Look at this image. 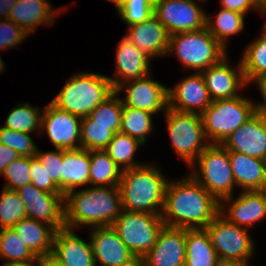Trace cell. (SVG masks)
Listing matches in <instances>:
<instances>
[{"label": "cell", "mask_w": 266, "mask_h": 266, "mask_svg": "<svg viewBox=\"0 0 266 266\" xmlns=\"http://www.w3.org/2000/svg\"><path fill=\"white\" fill-rule=\"evenodd\" d=\"M219 211L220 202L190 174L168 181L161 213L164 225L184 229L206 228Z\"/></svg>", "instance_id": "obj_1"}, {"label": "cell", "mask_w": 266, "mask_h": 266, "mask_svg": "<svg viewBox=\"0 0 266 266\" xmlns=\"http://www.w3.org/2000/svg\"><path fill=\"white\" fill-rule=\"evenodd\" d=\"M64 206L67 228L111 226L122 211L121 194L118 187L75 189L64 196Z\"/></svg>", "instance_id": "obj_2"}, {"label": "cell", "mask_w": 266, "mask_h": 266, "mask_svg": "<svg viewBox=\"0 0 266 266\" xmlns=\"http://www.w3.org/2000/svg\"><path fill=\"white\" fill-rule=\"evenodd\" d=\"M168 181L156 165L147 163L122 171L118 185L122 209L161 215Z\"/></svg>", "instance_id": "obj_3"}, {"label": "cell", "mask_w": 266, "mask_h": 266, "mask_svg": "<svg viewBox=\"0 0 266 266\" xmlns=\"http://www.w3.org/2000/svg\"><path fill=\"white\" fill-rule=\"evenodd\" d=\"M115 92L106 75L93 72L74 74L51 103L80 118L88 116Z\"/></svg>", "instance_id": "obj_4"}, {"label": "cell", "mask_w": 266, "mask_h": 266, "mask_svg": "<svg viewBox=\"0 0 266 266\" xmlns=\"http://www.w3.org/2000/svg\"><path fill=\"white\" fill-rule=\"evenodd\" d=\"M177 56L183 67L201 73L217 64L227 55V50L205 27L170 36L168 53Z\"/></svg>", "instance_id": "obj_5"}, {"label": "cell", "mask_w": 266, "mask_h": 266, "mask_svg": "<svg viewBox=\"0 0 266 266\" xmlns=\"http://www.w3.org/2000/svg\"><path fill=\"white\" fill-rule=\"evenodd\" d=\"M244 95L214 100L200 114L205 136L210 144H222L255 114L254 102Z\"/></svg>", "instance_id": "obj_6"}, {"label": "cell", "mask_w": 266, "mask_h": 266, "mask_svg": "<svg viewBox=\"0 0 266 266\" xmlns=\"http://www.w3.org/2000/svg\"><path fill=\"white\" fill-rule=\"evenodd\" d=\"M191 167L189 174L219 202L233 196L235 179L229 151L222 144H209Z\"/></svg>", "instance_id": "obj_7"}, {"label": "cell", "mask_w": 266, "mask_h": 266, "mask_svg": "<svg viewBox=\"0 0 266 266\" xmlns=\"http://www.w3.org/2000/svg\"><path fill=\"white\" fill-rule=\"evenodd\" d=\"M164 114L171 147L185 164L191 166L210 144L204 133L201 115L179 112L169 107Z\"/></svg>", "instance_id": "obj_8"}, {"label": "cell", "mask_w": 266, "mask_h": 266, "mask_svg": "<svg viewBox=\"0 0 266 266\" xmlns=\"http://www.w3.org/2000/svg\"><path fill=\"white\" fill-rule=\"evenodd\" d=\"M112 228L135 257H144L164 226L161 215L123 210Z\"/></svg>", "instance_id": "obj_9"}, {"label": "cell", "mask_w": 266, "mask_h": 266, "mask_svg": "<svg viewBox=\"0 0 266 266\" xmlns=\"http://www.w3.org/2000/svg\"><path fill=\"white\" fill-rule=\"evenodd\" d=\"M219 259L240 261L249 265L253 257L254 241L247 228L229 222L220 213L206 226Z\"/></svg>", "instance_id": "obj_10"}, {"label": "cell", "mask_w": 266, "mask_h": 266, "mask_svg": "<svg viewBox=\"0 0 266 266\" xmlns=\"http://www.w3.org/2000/svg\"><path fill=\"white\" fill-rule=\"evenodd\" d=\"M197 0H154V16L169 35L199 30L206 26V13ZM205 1V0H198Z\"/></svg>", "instance_id": "obj_11"}, {"label": "cell", "mask_w": 266, "mask_h": 266, "mask_svg": "<svg viewBox=\"0 0 266 266\" xmlns=\"http://www.w3.org/2000/svg\"><path fill=\"white\" fill-rule=\"evenodd\" d=\"M16 191L25 204L26 217L47 223L56 231L65 227V206L62 193L45 192L31 183Z\"/></svg>", "instance_id": "obj_12"}, {"label": "cell", "mask_w": 266, "mask_h": 266, "mask_svg": "<svg viewBox=\"0 0 266 266\" xmlns=\"http://www.w3.org/2000/svg\"><path fill=\"white\" fill-rule=\"evenodd\" d=\"M43 108L40 132H46L55 149L81 148L82 118L57 108L51 102Z\"/></svg>", "instance_id": "obj_13"}, {"label": "cell", "mask_w": 266, "mask_h": 266, "mask_svg": "<svg viewBox=\"0 0 266 266\" xmlns=\"http://www.w3.org/2000/svg\"><path fill=\"white\" fill-rule=\"evenodd\" d=\"M149 76L125 81L115 89L118 94L123 91L126 93L125 98H121L123 106L145 110L153 114L165 112L168 109L167 86Z\"/></svg>", "instance_id": "obj_14"}, {"label": "cell", "mask_w": 266, "mask_h": 266, "mask_svg": "<svg viewBox=\"0 0 266 266\" xmlns=\"http://www.w3.org/2000/svg\"><path fill=\"white\" fill-rule=\"evenodd\" d=\"M240 193L236 198L229 196L222 199L219 213L229 222L251 229L253 225L266 217V190L241 191Z\"/></svg>", "instance_id": "obj_15"}, {"label": "cell", "mask_w": 266, "mask_h": 266, "mask_svg": "<svg viewBox=\"0 0 266 266\" xmlns=\"http://www.w3.org/2000/svg\"><path fill=\"white\" fill-rule=\"evenodd\" d=\"M211 102L201 73L190 74L168 88V107L179 112L201 114Z\"/></svg>", "instance_id": "obj_16"}, {"label": "cell", "mask_w": 266, "mask_h": 266, "mask_svg": "<svg viewBox=\"0 0 266 266\" xmlns=\"http://www.w3.org/2000/svg\"><path fill=\"white\" fill-rule=\"evenodd\" d=\"M201 74L212 101L239 96L240 90L248 85L241 61L237 67L232 68L227 56L217 64L209 66Z\"/></svg>", "instance_id": "obj_17"}, {"label": "cell", "mask_w": 266, "mask_h": 266, "mask_svg": "<svg viewBox=\"0 0 266 266\" xmlns=\"http://www.w3.org/2000/svg\"><path fill=\"white\" fill-rule=\"evenodd\" d=\"M186 229L164 225L144 256L147 266H185Z\"/></svg>", "instance_id": "obj_18"}, {"label": "cell", "mask_w": 266, "mask_h": 266, "mask_svg": "<svg viewBox=\"0 0 266 266\" xmlns=\"http://www.w3.org/2000/svg\"><path fill=\"white\" fill-rule=\"evenodd\" d=\"M222 145L228 151L266 159V120L255 113L237 128Z\"/></svg>", "instance_id": "obj_19"}, {"label": "cell", "mask_w": 266, "mask_h": 266, "mask_svg": "<svg viewBox=\"0 0 266 266\" xmlns=\"http://www.w3.org/2000/svg\"><path fill=\"white\" fill-rule=\"evenodd\" d=\"M89 235L95 265L122 266L135 257L112 226L92 227Z\"/></svg>", "instance_id": "obj_20"}, {"label": "cell", "mask_w": 266, "mask_h": 266, "mask_svg": "<svg viewBox=\"0 0 266 266\" xmlns=\"http://www.w3.org/2000/svg\"><path fill=\"white\" fill-rule=\"evenodd\" d=\"M115 54V78L108 76L114 89L125 81L141 79L150 75L151 58L124 36L119 40Z\"/></svg>", "instance_id": "obj_21"}, {"label": "cell", "mask_w": 266, "mask_h": 266, "mask_svg": "<svg viewBox=\"0 0 266 266\" xmlns=\"http://www.w3.org/2000/svg\"><path fill=\"white\" fill-rule=\"evenodd\" d=\"M51 258L61 266H96L90 240L87 243L67 227L55 232Z\"/></svg>", "instance_id": "obj_22"}, {"label": "cell", "mask_w": 266, "mask_h": 266, "mask_svg": "<svg viewBox=\"0 0 266 266\" xmlns=\"http://www.w3.org/2000/svg\"><path fill=\"white\" fill-rule=\"evenodd\" d=\"M127 27L128 33L124 37L151 59L167 56L170 35L155 16Z\"/></svg>", "instance_id": "obj_23"}, {"label": "cell", "mask_w": 266, "mask_h": 266, "mask_svg": "<svg viewBox=\"0 0 266 266\" xmlns=\"http://www.w3.org/2000/svg\"><path fill=\"white\" fill-rule=\"evenodd\" d=\"M65 7L55 10L49 0H18L11 8L8 19L31 35L40 25L53 26L56 16L68 10Z\"/></svg>", "instance_id": "obj_24"}, {"label": "cell", "mask_w": 266, "mask_h": 266, "mask_svg": "<svg viewBox=\"0 0 266 266\" xmlns=\"http://www.w3.org/2000/svg\"><path fill=\"white\" fill-rule=\"evenodd\" d=\"M233 177L242 191L266 190L265 160L229 151Z\"/></svg>", "instance_id": "obj_25"}, {"label": "cell", "mask_w": 266, "mask_h": 266, "mask_svg": "<svg viewBox=\"0 0 266 266\" xmlns=\"http://www.w3.org/2000/svg\"><path fill=\"white\" fill-rule=\"evenodd\" d=\"M90 151L83 148L62 149L61 193L68 192L80 186H89Z\"/></svg>", "instance_id": "obj_26"}, {"label": "cell", "mask_w": 266, "mask_h": 266, "mask_svg": "<svg viewBox=\"0 0 266 266\" xmlns=\"http://www.w3.org/2000/svg\"><path fill=\"white\" fill-rule=\"evenodd\" d=\"M12 229L38 258L51 257L56 232L52 226L26 217L15 224Z\"/></svg>", "instance_id": "obj_27"}, {"label": "cell", "mask_w": 266, "mask_h": 266, "mask_svg": "<svg viewBox=\"0 0 266 266\" xmlns=\"http://www.w3.org/2000/svg\"><path fill=\"white\" fill-rule=\"evenodd\" d=\"M185 266H215L219 259L206 228L186 229Z\"/></svg>", "instance_id": "obj_28"}, {"label": "cell", "mask_w": 266, "mask_h": 266, "mask_svg": "<svg viewBox=\"0 0 266 266\" xmlns=\"http://www.w3.org/2000/svg\"><path fill=\"white\" fill-rule=\"evenodd\" d=\"M122 171L104 150L90 151L89 185L118 187Z\"/></svg>", "instance_id": "obj_29"}, {"label": "cell", "mask_w": 266, "mask_h": 266, "mask_svg": "<svg viewBox=\"0 0 266 266\" xmlns=\"http://www.w3.org/2000/svg\"><path fill=\"white\" fill-rule=\"evenodd\" d=\"M246 15L221 8L215 19L206 15V28L214 38L227 50V42L231 36L244 30Z\"/></svg>", "instance_id": "obj_30"}, {"label": "cell", "mask_w": 266, "mask_h": 266, "mask_svg": "<svg viewBox=\"0 0 266 266\" xmlns=\"http://www.w3.org/2000/svg\"><path fill=\"white\" fill-rule=\"evenodd\" d=\"M262 29L260 36L246 46L240 59L247 84L266 77V30Z\"/></svg>", "instance_id": "obj_31"}, {"label": "cell", "mask_w": 266, "mask_h": 266, "mask_svg": "<svg viewBox=\"0 0 266 266\" xmlns=\"http://www.w3.org/2000/svg\"><path fill=\"white\" fill-rule=\"evenodd\" d=\"M141 145L144 144L141 143L138 139L119 131L115 133L104 151L116 163L120 170L124 171L144 164L139 163L134 159L136 151H138Z\"/></svg>", "instance_id": "obj_32"}, {"label": "cell", "mask_w": 266, "mask_h": 266, "mask_svg": "<svg viewBox=\"0 0 266 266\" xmlns=\"http://www.w3.org/2000/svg\"><path fill=\"white\" fill-rule=\"evenodd\" d=\"M21 104V105H20ZM6 117L3 127L25 133H41L43 110L27 103H20Z\"/></svg>", "instance_id": "obj_33"}, {"label": "cell", "mask_w": 266, "mask_h": 266, "mask_svg": "<svg viewBox=\"0 0 266 266\" xmlns=\"http://www.w3.org/2000/svg\"><path fill=\"white\" fill-rule=\"evenodd\" d=\"M153 115L155 114L145 110L123 106L120 132L138 139L145 145L147 136L153 129Z\"/></svg>", "instance_id": "obj_34"}, {"label": "cell", "mask_w": 266, "mask_h": 266, "mask_svg": "<svg viewBox=\"0 0 266 266\" xmlns=\"http://www.w3.org/2000/svg\"><path fill=\"white\" fill-rule=\"evenodd\" d=\"M0 258L4 262H34L39 258L12 228L0 229Z\"/></svg>", "instance_id": "obj_35"}, {"label": "cell", "mask_w": 266, "mask_h": 266, "mask_svg": "<svg viewBox=\"0 0 266 266\" xmlns=\"http://www.w3.org/2000/svg\"><path fill=\"white\" fill-rule=\"evenodd\" d=\"M121 126L90 124V117L81 119V148L85 150H104Z\"/></svg>", "instance_id": "obj_36"}, {"label": "cell", "mask_w": 266, "mask_h": 266, "mask_svg": "<svg viewBox=\"0 0 266 266\" xmlns=\"http://www.w3.org/2000/svg\"><path fill=\"white\" fill-rule=\"evenodd\" d=\"M26 218L25 204L16 190L4 188L0 194V229L12 228Z\"/></svg>", "instance_id": "obj_37"}, {"label": "cell", "mask_w": 266, "mask_h": 266, "mask_svg": "<svg viewBox=\"0 0 266 266\" xmlns=\"http://www.w3.org/2000/svg\"><path fill=\"white\" fill-rule=\"evenodd\" d=\"M118 95L115 91L88 115L90 124L121 126L123 102Z\"/></svg>", "instance_id": "obj_38"}, {"label": "cell", "mask_w": 266, "mask_h": 266, "mask_svg": "<svg viewBox=\"0 0 266 266\" xmlns=\"http://www.w3.org/2000/svg\"><path fill=\"white\" fill-rule=\"evenodd\" d=\"M117 13L127 26L142 23L154 16V0H126Z\"/></svg>", "instance_id": "obj_39"}, {"label": "cell", "mask_w": 266, "mask_h": 266, "mask_svg": "<svg viewBox=\"0 0 266 266\" xmlns=\"http://www.w3.org/2000/svg\"><path fill=\"white\" fill-rule=\"evenodd\" d=\"M31 157L20 156L5 167L1 175L6 179L4 188L17 190L31 183Z\"/></svg>", "instance_id": "obj_40"}, {"label": "cell", "mask_w": 266, "mask_h": 266, "mask_svg": "<svg viewBox=\"0 0 266 266\" xmlns=\"http://www.w3.org/2000/svg\"><path fill=\"white\" fill-rule=\"evenodd\" d=\"M31 133L0 127V143L15 150L19 156L35 157L38 147Z\"/></svg>", "instance_id": "obj_41"}, {"label": "cell", "mask_w": 266, "mask_h": 266, "mask_svg": "<svg viewBox=\"0 0 266 266\" xmlns=\"http://www.w3.org/2000/svg\"><path fill=\"white\" fill-rule=\"evenodd\" d=\"M35 157L45 168L48 179H51L61 190L62 149L56 148L53 151L42 152L38 148Z\"/></svg>", "instance_id": "obj_42"}, {"label": "cell", "mask_w": 266, "mask_h": 266, "mask_svg": "<svg viewBox=\"0 0 266 266\" xmlns=\"http://www.w3.org/2000/svg\"><path fill=\"white\" fill-rule=\"evenodd\" d=\"M30 34L10 19L0 20V50L20 45Z\"/></svg>", "instance_id": "obj_43"}, {"label": "cell", "mask_w": 266, "mask_h": 266, "mask_svg": "<svg viewBox=\"0 0 266 266\" xmlns=\"http://www.w3.org/2000/svg\"><path fill=\"white\" fill-rule=\"evenodd\" d=\"M31 184H34L39 190L50 193H61L59 187L48 179L45 168L36 157H31Z\"/></svg>", "instance_id": "obj_44"}, {"label": "cell", "mask_w": 266, "mask_h": 266, "mask_svg": "<svg viewBox=\"0 0 266 266\" xmlns=\"http://www.w3.org/2000/svg\"><path fill=\"white\" fill-rule=\"evenodd\" d=\"M221 8L246 15L251 9L260 13L261 7L254 0H220Z\"/></svg>", "instance_id": "obj_45"}, {"label": "cell", "mask_w": 266, "mask_h": 266, "mask_svg": "<svg viewBox=\"0 0 266 266\" xmlns=\"http://www.w3.org/2000/svg\"><path fill=\"white\" fill-rule=\"evenodd\" d=\"M252 82L256 83L263 98L262 103H254L255 113L261 115L266 120V77L258 78Z\"/></svg>", "instance_id": "obj_46"}, {"label": "cell", "mask_w": 266, "mask_h": 266, "mask_svg": "<svg viewBox=\"0 0 266 266\" xmlns=\"http://www.w3.org/2000/svg\"><path fill=\"white\" fill-rule=\"evenodd\" d=\"M18 157L20 156L15 150L0 143V175L5 167Z\"/></svg>", "instance_id": "obj_47"}, {"label": "cell", "mask_w": 266, "mask_h": 266, "mask_svg": "<svg viewBox=\"0 0 266 266\" xmlns=\"http://www.w3.org/2000/svg\"><path fill=\"white\" fill-rule=\"evenodd\" d=\"M18 0H0V19H8L9 12Z\"/></svg>", "instance_id": "obj_48"}, {"label": "cell", "mask_w": 266, "mask_h": 266, "mask_svg": "<svg viewBox=\"0 0 266 266\" xmlns=\"http://www.w3.org/2000/svg\"><path fill=\"white\" fill-rule=\"evenodd\" d=\"M215 266H248L240 261L228 260V259H218Z\"/></svg>", "instance_id": "obj_49"}, {"label": "cell", "mask_w": 266, "mask_h": 266, "mask_svg": "<svg viewBox=\"0 0 266 266\" xmlns=\"http://www.w3.org/2000/svg\"><path fill=\"white\" fill-rule=\"evenodd\" d=\"M37 266H61L51 257H43L37 260Z\"/></svg>", "instance_id": "obj_50"}, {"label": "cell", "mask_w": 266, "mask_h": 266, "mask_svg": "<svg viewBox=\"0 0 266 266\" xmlns=\"http://www.w3.org/2000/svg\"><path fill=\"white\" fill-rule=\"evenodd\" d=\"M122 266H147L144 257H134Z\"/></svg>", "instance_id": "obj_51"}, {"label": "cell", "mask_w": 266, "mask_h": 266, "mask_svg": "<svg viewBox=\"0 0 266 266\" xmlns=\"http://www.w3.org/2000/svg\"><path fill=\"white\" fill-rule=\"evenodd\" d=\"M2 266H37V260L34 262H25V263H18V262H4Z\"/></svg>", "instance_id": "obj_52"}, {"label": "cell", "mask_w": 266, "mask_h": 266, "mask_svg": "<svg viewBox=\"0 0 266 266\" xmlns=\"http://www.w3.org/2000/svg\"><path fill=\"white\" fill-rule=\"evenodd\" d=\"M260 14L263 16L266 17V0L265 2L263 3V5L261 6V10H260ZM263 28L266 30V18H265V23L263 25Z\"/></svg>", "instance_id": "obj_53"}, {"label": "cell", "mask_w": 266, "mask_h": 266, "mask_svg": "<svg viewBox=\"0 0 266 266\" xmlns=\"http://www.w3.org/2000/svg\"><path fill=\"white\" fill-rule=\"evenodd\" d=\"M110 2L115 4L116 10L120 8V6L126 1V0H109Z\"/></svg>", "instance_id": "obj_54"}, {"label": "cell", "mask_w": 266, "mask_h": 266, "mask_svg": "<svg viewBox=\"0 0 266 266\" xmlns=\"http://www.w3.org/2000/svg\"><path fill=\"white\" fill-rule=\"evenodd\" d=\"M5 67V63L3 62L1 56H0V72H2L4 70Z\"/></svg>", "instance_id": "obj_55"}, {"label": "cell", "mask_w": 266, "mask_h": 266, "mask_svg": "<svg viewBox=\"0 0 266 266\" xmlns=\"http://www.w3.org/2000/svg\"><path fill=\"white\" fill-rule=\"evenodd\" d=\"M260 7L263 5L265 0H254Z\"/></svg>", "instance_id": "obj_56"}]
</instances>
